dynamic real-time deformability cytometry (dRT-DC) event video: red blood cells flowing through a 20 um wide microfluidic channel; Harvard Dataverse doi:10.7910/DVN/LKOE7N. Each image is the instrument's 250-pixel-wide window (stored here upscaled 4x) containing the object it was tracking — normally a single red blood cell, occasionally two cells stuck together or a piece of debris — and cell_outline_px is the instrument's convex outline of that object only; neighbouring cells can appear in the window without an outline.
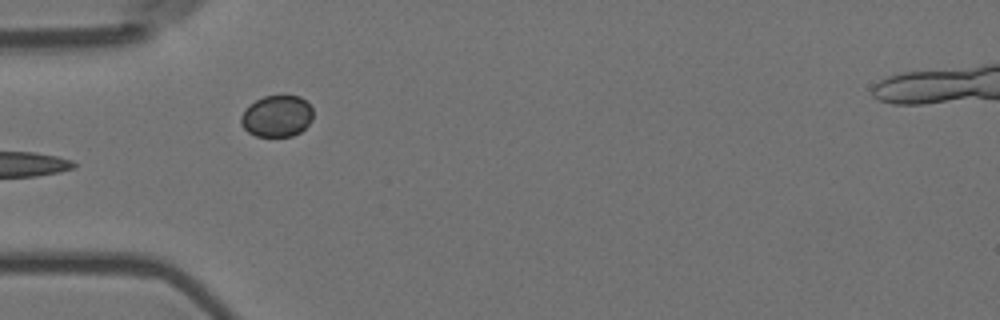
{"species": "Egyptian fruit bat (a non-hibernating species)", "species_latin": "Rousettus aegyptiacus", "temperature_condition": "room temperature", "stored_images_in_passage": 7, "camera_frame_rate_fps": 3000, "um_per_image_px": 0.085, "animal": {"sex": "female"}, "frame": {"image": 1, "passage_image": 4, "time_ms": 1.0, "image_size_px": [1000, 320], "cell_outline_px": [[312, 120], [300, 132], [292, 136], [256, 136], [248, 132], [240, 124], [240, 116], [256, 100], [264, 96], [300, 96], [312, 108]], "centroid_in_image_um": [23.53, 9.88], "position_along_channel_um": 61.5, "area_um2": 17.22}}
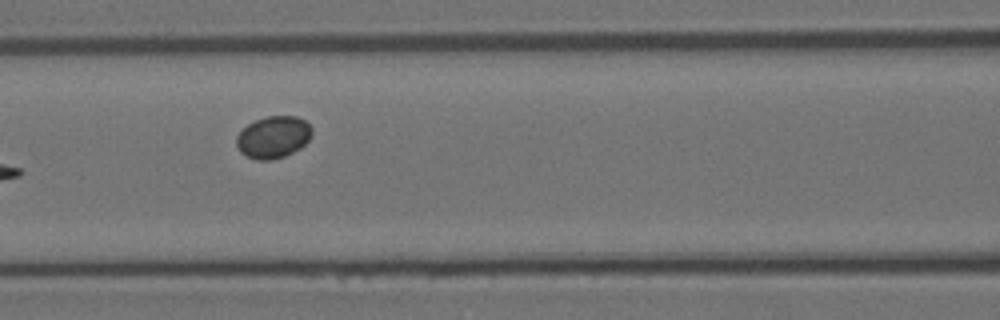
{"frame": {"image": 2, "passage_image": 6, "time_ms": 1.667, "image_size_px": [1000, 320], "cell_outline_px": [[312, 136], [300, 148], [284, 156], [268, 160], [260, 160], [248, 156], [240, 152], [236, 144], [236, 136], [248, 124], [256, 120], [268, 116], [296, 116], [304, 120], [312, 128]], "centroid_in_image_um": [23.23, 11.65], "position_along_channel_um": 143.4, "area_um2": 18.26}}
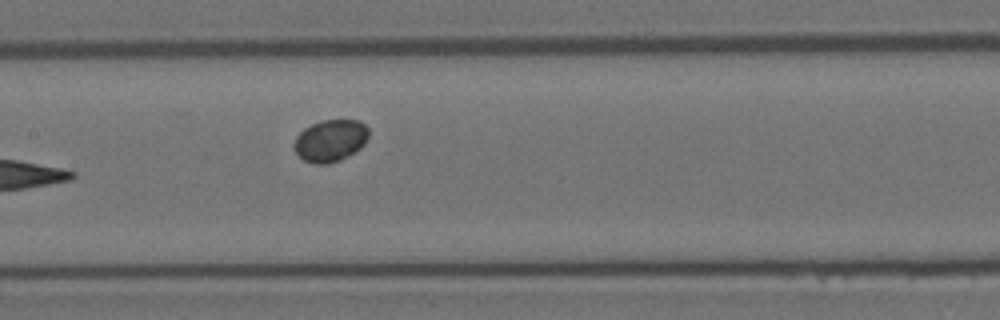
{"frame": {"image": 3, "passage_image": 7, "time_ms": 2.0, "image_size_px": [1000, 320], "cell_outline_px": [[368, 136], [364, 144], [360, 148], [348, 156], [340, 160], [328, 164], [316, 164], [304, 160], [296, 152], [292, 144], [296, 136], [304, 128], [320, 120], [360, 120], [368, 128]], "centroid_in_image_um": [28.07, 11.94], "position_along_channel_um": 179.3, "area_um2": 18.32}}